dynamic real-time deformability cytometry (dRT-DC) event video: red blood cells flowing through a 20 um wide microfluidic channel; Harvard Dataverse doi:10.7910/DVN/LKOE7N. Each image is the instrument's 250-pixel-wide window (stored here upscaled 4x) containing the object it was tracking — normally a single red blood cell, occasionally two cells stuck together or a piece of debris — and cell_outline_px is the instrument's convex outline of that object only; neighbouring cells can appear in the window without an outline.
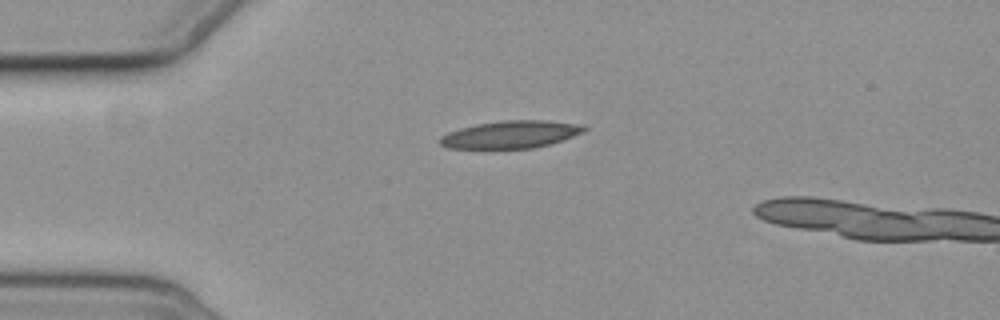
{"species": "common noctule bat (a hibernating species)", "species_latin": "Nyctalus noctula", "temperature_condition": "cold", "stored_images_in_passage": 2, "camera_frame_rate_fps": 3000, "um_per_image_px": 0.085, "animal": {"sex": "female", "body_mass_g": 19.3, "forearm_length_mm": 54.1}, "frame": {"image": 1, "passage_image": 1, "time_ms": 0.0, "image_size_px": [1000, 320], "cell_outline_px": [[588, 128], [584, 132], [564, 140], [536, 148], [488, 152], [448, 148], [440, 144], [440, 136], [448, 132], [460, 128], [476, 124], [504, 120], [548, 120], [584, 124]], "centroid_in_image_um": [43.39, 11.48], "position_along_channel_um": 41.6, "area_um2": 24.57}}